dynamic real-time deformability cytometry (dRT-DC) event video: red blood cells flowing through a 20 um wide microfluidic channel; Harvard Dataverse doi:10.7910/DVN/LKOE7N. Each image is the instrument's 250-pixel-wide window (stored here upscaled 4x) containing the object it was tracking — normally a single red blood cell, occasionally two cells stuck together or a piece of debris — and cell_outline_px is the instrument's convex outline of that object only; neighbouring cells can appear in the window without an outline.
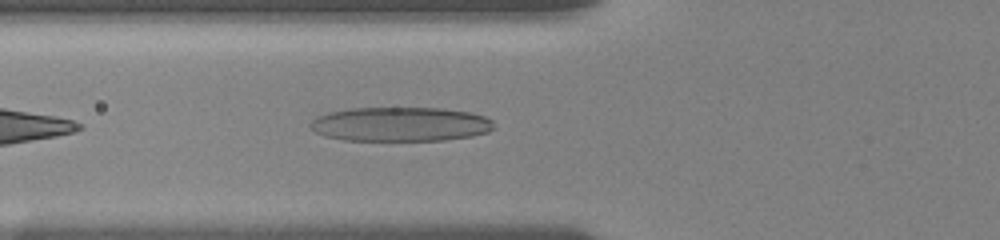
{"species": "human", "species_latin": "Homo sapiens", "temperature_condition": "room temperature", "stored_images_in_passage": 29, "camera_frame_rate_fps": 3000, "um_per_image_px": 0.085, "donor": {"sex": "female"}, "frame": {"image": 1, "passage_image": 4, "time_ms": 1.0, "image_size_px": [1000, 240], "cell_outline_px": [[496, 128], [488, 132], [472, 136], [444, 140], [344, 140], [324, 136], [316, 132], [308, 124], [316, 116], [328, 112], [352, 108], [440, 108], [472, 112], [484, 116], [492, 120]], "centroid_in_image_um": [34.05, 10.55], "position_along_channel_um": 91.7, "area_um2": 36.88}}
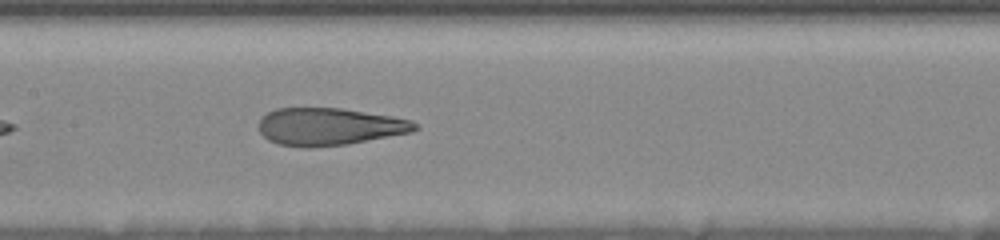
{"frame": {"image": 2, "passage_image": 9, "time_ms": 3.333, "image_size_px": [1000, 240], "cell_outline_px": [[420, 128], [412, 132], [348, 144], [312, 148], [304, 148], [280, 144], [268, 140], [260, 132], [260, 120], [268, 112], [276, 108], [340, 108], [392, 116], [412, 120], [420, 124]], "centroid_in_image_um": [28.04, 10.77], "position_along_channel_um": 179.4, "area_um2": 34.16}}
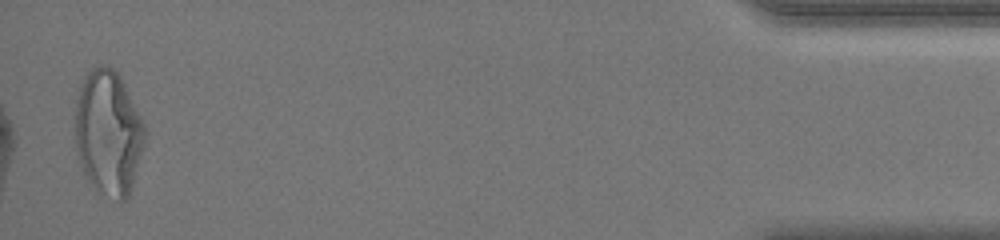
{"frame": {"image": 3, "passage_image": 29, "time_ms": 12.0, "image_size_px": [1000, 240], "cell_outline_px": [[144, 144], [128, 196], [124, 200], [116, 200], [100, 196], [96, 192], [84, 176], [76, 152], [76, 100], [80, 84], [88, 72], [96, 64], [104, 64], [112, 68], [120, 76], [144, 124]], "centroid_in_image_um": [9.17, 11.31], "position_along_channel_um": 426.0, "area_um2": 50.75}, "authors_computed_cell_mechanics": {"area_um2": 35.8938, "velocity_mm_per_s": 3.7143, "shape_relaxation_time_tau1_ms": 6.4471, "shape_relaxation_time_tau2_ms": 1.431, "deformation_change_tau1": 0.2549, "deformation_change_tau2": 0.114}}